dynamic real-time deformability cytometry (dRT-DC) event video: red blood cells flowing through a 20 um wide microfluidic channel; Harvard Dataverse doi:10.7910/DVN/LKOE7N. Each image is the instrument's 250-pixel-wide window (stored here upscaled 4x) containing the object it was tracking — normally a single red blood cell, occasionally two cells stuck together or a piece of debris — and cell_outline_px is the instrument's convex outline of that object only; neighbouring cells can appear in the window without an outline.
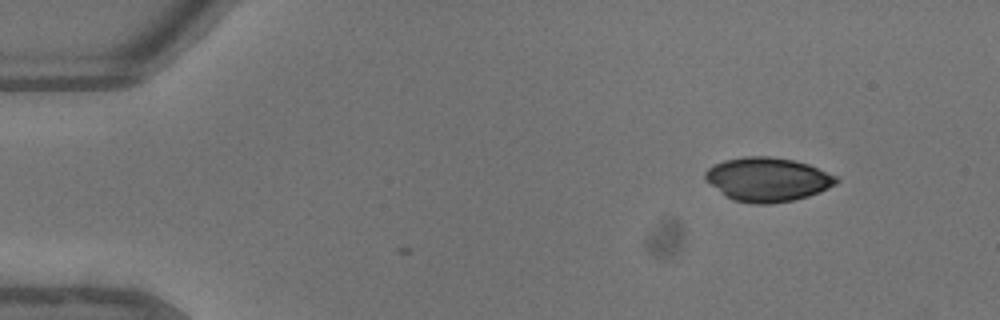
{"species": "common noctule bat (a hibernating species)", "species_latin": "Nyctalus noctula", "temperature_condition": "warm", "stored_images_in_passage": 5, "camera_frame_rate_fps": 3000, "um_per_image_px": 0.085, "animal": {"sex": "male", "body_mass_g": 13.3}, "frame": {"image": 1, "passage_image": 5, "time_ms": 1.333, "image_size_px": [1000, 320], "cell_outline_px": [[840, 180], [836, 184], [820, 192], [808, 196], [792, 200], [768, 204], [752, 204], [732, 200], [704, 180], [704, 172], [708, 168], [724, 160], [744, 156], [772, 156], [792, 160], [808, 164], [836, 176]], "centroid_in_image_um": [65.22, 15.25], "position_along_channel_um": 19.8, "area_um2": 33.58}}